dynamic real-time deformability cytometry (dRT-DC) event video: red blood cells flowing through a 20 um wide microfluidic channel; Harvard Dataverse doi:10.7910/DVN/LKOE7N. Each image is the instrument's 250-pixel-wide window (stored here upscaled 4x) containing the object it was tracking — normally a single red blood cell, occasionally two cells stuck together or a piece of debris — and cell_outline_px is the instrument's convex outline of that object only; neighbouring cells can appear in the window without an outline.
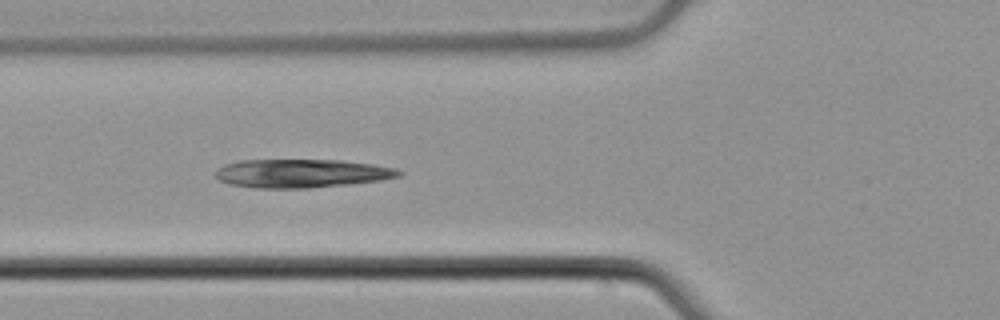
{"species": "common noctule bat (a hibernating species)", "species_latin": "Nyctalus noctula", "temperature_condition": "cold", "stored_images_in_passage": 5, "camera_frame_rate_fps": 3000, "um_per_image_px": 0.085, "animal": {"sex": "male", "body_mass_g": 21.5, "forearm_length_mm": 52.0}, "frame": {"image": 1, "passage_image": 5, "time_ms": 1.333, "image_size_px": [1000, 320], "cell_outline_px": [[404, 172], [400, 176], [380, 180], [348, 184], [308, 188], [256, 188], [228, 184], [220, 180], [216, 176], [216, 168], [224, 164], [240, 160], [340, 160], [372, 164], [396, 168]], "centroid_in_image_um": [25.62, 14.73], "position_along_channel_um": 100.2, "area_um2": 30.52}}